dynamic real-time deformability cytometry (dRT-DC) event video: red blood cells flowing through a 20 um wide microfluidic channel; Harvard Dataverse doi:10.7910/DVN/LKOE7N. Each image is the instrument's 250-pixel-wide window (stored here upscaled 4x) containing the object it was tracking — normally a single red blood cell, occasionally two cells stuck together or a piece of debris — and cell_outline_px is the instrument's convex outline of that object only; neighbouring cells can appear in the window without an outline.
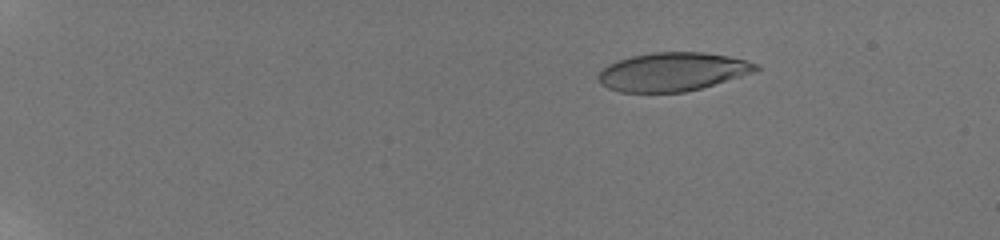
{"species": "human", "species_latin": "Homo sapiens", "temperature_condition": "room temperature", "stored_images_in_passage": 17, "camera_frame_rate_fps": 3000, "um_per_image_px": 0.085, "donor": {"sex": "male"}, "frame": {"image": 1, "passage_image": 7, "time_ms": 2.0, "image_size_px": [1000, 240], "cell_outline_px": [[760, 68], [756, 72], [700, 88], [684, 92], [620, 92], [608, 88], [600, 84], [596, 76], [608, 64], [616, 60], [632, 56], [652, 52], [704, 52], [728, 56], [760, 64]], "centroid_in_image_um": [57.16, 6.1], "position_along_channel_um": 27.8, "area_um2": 35.49}}
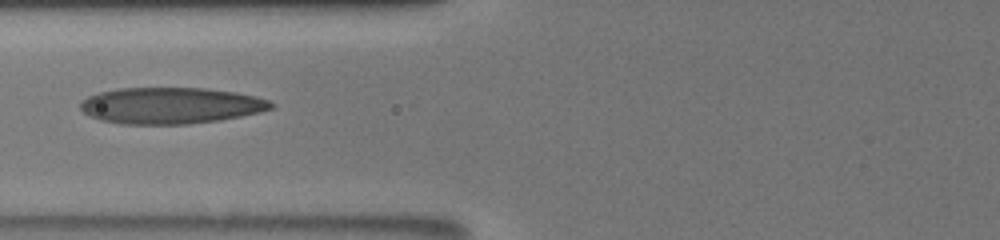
{"frame": {"image": 2, "passage_image": 16, "time_ms": 5.0, "image_size_px": [1000, 240], "cell_outline_px": [[276, 104], [272, 108], [260, 112], [220, 120], [188, 124], [120, 124], [100, 120], [88, 116], [80, 108], [80, 100], [88, 96], [100, 92], [120, 88], [204, 88], [236, 92], [256, 96], [268, 100]], "centroid_in_image_um": [14.49, 8.97], "position_along_channel_um": 111.3, "area_um2": 40.58}}